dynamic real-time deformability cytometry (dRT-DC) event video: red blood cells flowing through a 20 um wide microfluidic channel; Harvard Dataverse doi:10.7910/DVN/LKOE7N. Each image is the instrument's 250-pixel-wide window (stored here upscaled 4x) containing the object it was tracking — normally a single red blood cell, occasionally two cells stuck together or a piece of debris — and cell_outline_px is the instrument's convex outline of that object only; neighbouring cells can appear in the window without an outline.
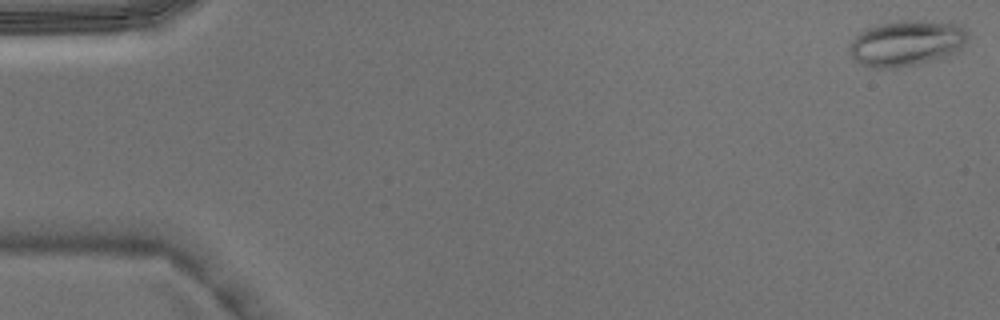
{"species": "Egyptian fruit bat (a non-hibernating species)", "species_latin": "Rousettus aegyptiacus", "temperature_condition": "warm", "stored_images_in_passage": 5, "camera_frame_rate_fps": 3000, "um_per_image_px": 0.085, "animal": {"sex": "male"}, "frame": {"image": 1, "passage_image": 1, "time_ms": 0.0, "image_size_px": [1000, 320], "cell_outline_px": [[968, 36], [964, 44], [956, 52], [944, 60], [896, 68], [868, 68], [860, 64], [848, 52], [848, 48], [852, 40], [860, 32], [876, 24], [900, 20], [920, 20], [960, 24], [968, 32]], "centroid_in_image_um": [77.08, 3.69], "position_along_channel_um": 7.9, "area_um2": 32.31}}